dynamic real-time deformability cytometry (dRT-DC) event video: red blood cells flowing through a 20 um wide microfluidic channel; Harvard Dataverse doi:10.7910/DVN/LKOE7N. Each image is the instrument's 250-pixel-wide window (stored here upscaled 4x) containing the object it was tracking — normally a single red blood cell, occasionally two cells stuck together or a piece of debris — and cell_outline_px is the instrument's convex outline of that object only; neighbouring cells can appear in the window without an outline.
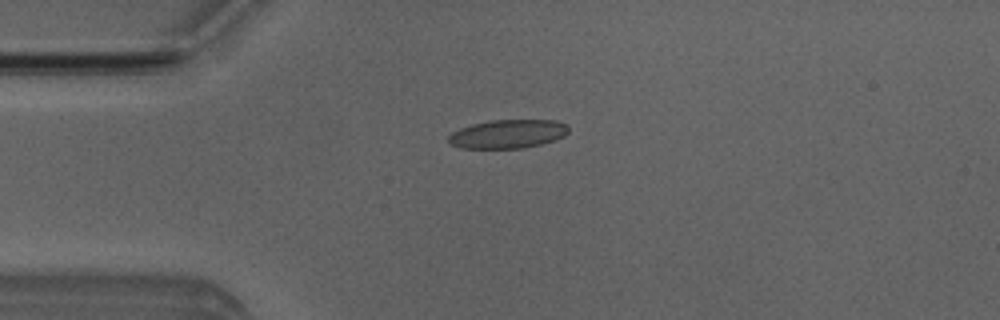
{"species": "Egyptian fruit bat (a non-hibernating species)", "species_latin": "Rousettus aegyptiacus", "temperature_condition": "room temperature", "stored_images_in_passage": 7, "camera_frame_rate_fps": 3000, "um_per_image_px": 0.085, "animal": {"sex": "male"}, "frame": {"image": 1, "passage_image": 4, "time_ms": 3.667, "image_size_px": [1000, 320], "cell_outline_px": [[568, 132], [564, 136], [556, 140], [540, 144], [520, 148], [460, 148], [452, 144], [448, 140], [448, 136], [452, 132], [460, 128], [472, 124], [488, 120], [556, 120], [568, 124]], "centroid_in_image_um": [43.18, 11.37], "position_along_channel_um": 41.8, "area_um2": 20.11}}